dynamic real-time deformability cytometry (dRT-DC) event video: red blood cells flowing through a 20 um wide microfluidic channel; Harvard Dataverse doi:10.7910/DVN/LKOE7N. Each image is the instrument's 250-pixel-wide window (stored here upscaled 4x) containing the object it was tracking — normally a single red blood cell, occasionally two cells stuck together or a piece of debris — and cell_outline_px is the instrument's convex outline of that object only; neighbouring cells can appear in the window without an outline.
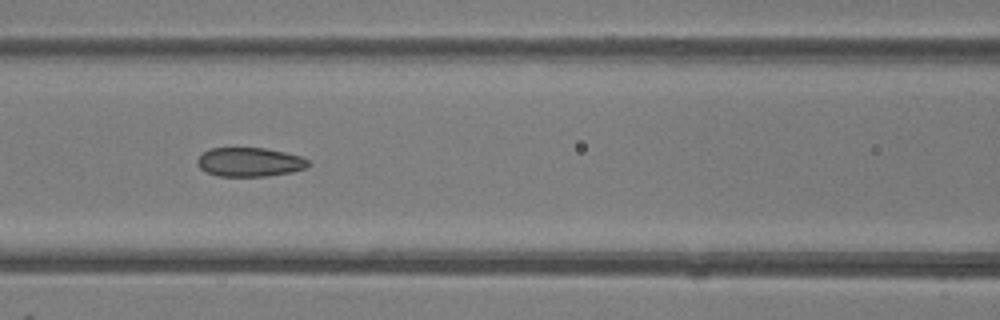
{"species": "common noctule bat (a hibernating species)", "species_latin": "Nyctalus noctula", "temperature_condition": "room temperature", "stored_images_in_passage": 29, "camera_frame_rate_fps": 3000, "um_per_image_px": 0.085, "animal": {"sex": "female"}, "frame": {"image": 1, "passage_image": 8, "time_ms": 2.333, "image_size_px": [1000, 320], "cell_outline_px": [[312, 164], [308, 168], [292, 172], [268, 176], [216, 176], [204, 172], [196, 164], [196, 160], [204, 152], [212, 148], [268, 148], [300, 156], [308, 160]], "centroid_in_image_um": [21.23, 13.78], "position_along_channel_um": 145.4, "area_um2": 19.02}}
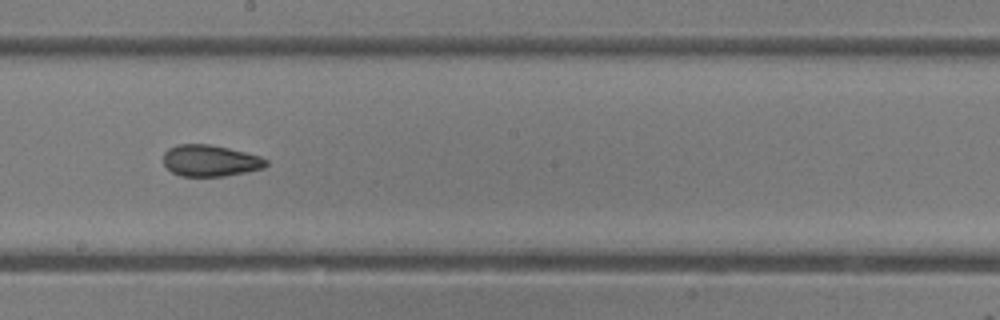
{"frame": {"image": 2, "passage_image": 14, "time_ms": 4.333, "image_size_px": [1000, 320], "cell_outline_px": [[268, 164], [264, 168], [224, 176], [180, 176], [172, 172], [164, 164], [164, 152], [168, 148], [176, 144], [208, 144], [228, 148], [260, 156], [268, 160]], "centroid_in_image_um": [17.86, 13.65], "position_along_channel_um": 230.3, "area_um2": 18.79}}
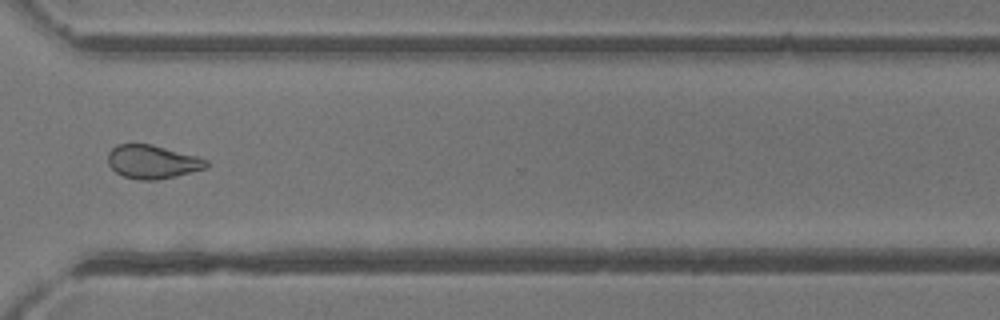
{"frame": {"image": 3, "passage_image": 23, "time_ms": 7.333, "image_size_px": [1000, 320], "cell_outline_px": [[208, 168], [156, 180], [140, 180], [124, 176], [116, 172], [108, 164], [108, 152], [116, 144], [152, 144], [196, 156], [208, 160]], "centroid_in_image_um": [12.95, 13.75], "position_along_channel_um": 357.7, "area_um2": 19.13}}